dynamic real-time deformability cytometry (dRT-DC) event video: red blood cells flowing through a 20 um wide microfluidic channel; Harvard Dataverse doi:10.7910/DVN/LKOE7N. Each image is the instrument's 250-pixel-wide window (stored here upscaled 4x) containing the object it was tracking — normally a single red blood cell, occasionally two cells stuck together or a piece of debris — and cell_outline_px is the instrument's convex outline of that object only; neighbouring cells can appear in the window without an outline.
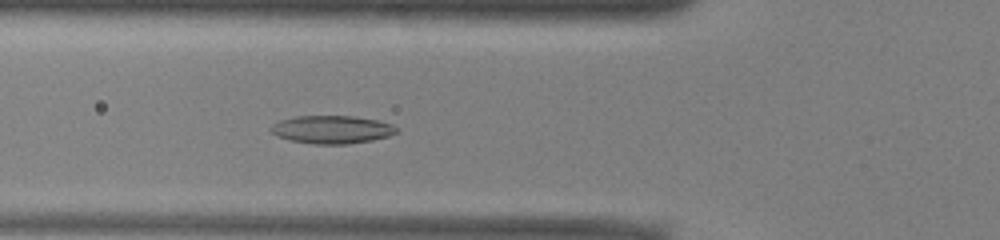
{"species": "common noctule bat (a hibernating species)", "species_latin": "Nyctalus noctula", "temperature_condition": "warm", "stored_images_in_passage": 50, "camera_frame_rate_fps": 3000, "um_per_image_px": 0.085, "animal": {"sex": "male", "body_mass_g": 13.0, "forearm_length_mm": 53.1}, "frame": {"image": 1, "passage_image": 17, "time_ms": 5.333, "image_size_px": [1000, 240], "cell_outline_px": [[400, 132], [388, 136], [372, 140], [348, 144], [312, 144], [292, 140], [276, 136], [268, 128], [272, 124], [280, 120], [296, 116], [356, 116], [380, 120], [392, 124], [400, 128]], "centroid_in_image_um": [28.26, 11.0], "position_along_channel_um": 97.5, "area_um2": 20.81}}
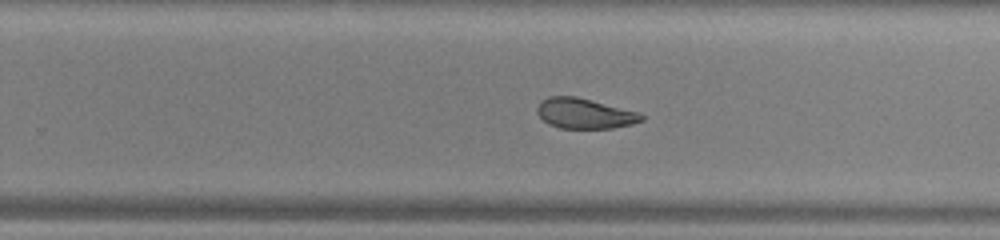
{"frame": {"image": 2, "passage_image": 31, "time_ms": 10.0, "image_size_px": [1000, 240], "cell_outline_px": [[644, 120], [632, 124], [612, 128], [560, 128], [548, 124], [536, 112], [536, 108], [540, 100], [548, 96], [576, 96], [640, 112], [644, 116]], "centroid_in_image_um": [49.68, 9.63], "position_along_channel_um": 280.1, "area_um2": 18.55}}
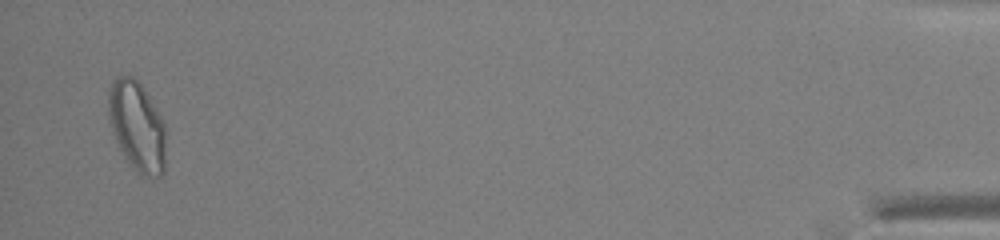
{"frame": {"image": 3, "passage_image": 49, "time_ms": 16.0, "image_size_px": [1000, 240], "cell_outline_px": [[164, 172], [160, 176], [148, 180], [132, 168], [124, 156], [112, 132], [108, 116], [108, 88], [112, 80], [120, 76], [132, 76], [144, 88], [156, 108], [164, 124]], "centroid_in_image_um": [11.62, 10.75], "position_along_channel_um": 423.6, "area_um2": 30.17}, "authors_computed_cell_mechanics": {"area_um2": 21.4149, "velocity_mm_per_s": 3.9175, "shape_relaxation_time_tau1_ms": null, "shape_relaxation_time_tau2_ms": 3.4247, "deformation_change_tau1": null, "deformation_change_tau2": 0.1084}}